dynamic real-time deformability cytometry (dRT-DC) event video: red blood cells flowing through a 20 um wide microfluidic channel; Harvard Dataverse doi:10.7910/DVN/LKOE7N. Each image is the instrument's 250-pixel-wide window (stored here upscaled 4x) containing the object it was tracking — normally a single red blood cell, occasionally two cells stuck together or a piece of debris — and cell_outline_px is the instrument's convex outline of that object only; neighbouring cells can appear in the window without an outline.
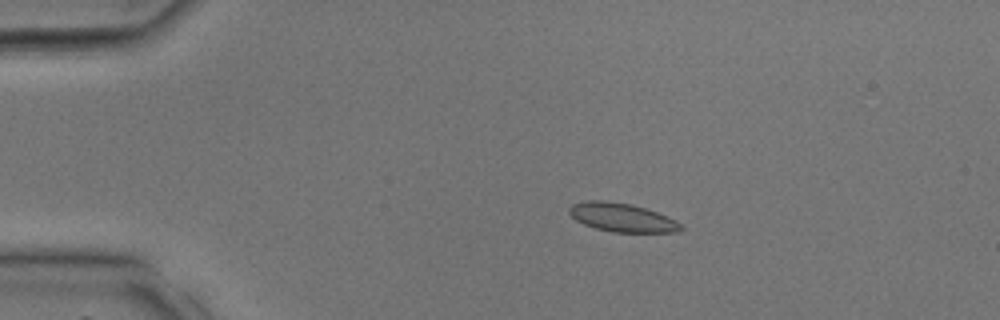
{"species": "common noctule bat (a hibernating species)", "species_latin": "Nyctalus noctula", "temperature_condition": "room temperature", "stored_images_in_passage": 36, "camera_frame_rate_fps": 3000, "um_per_image_px": 0.085, "animal": {"sex": "male", "body_mass_g": 17.9, "forearm_length_mm": 54.2}, "frame": {"image": 1, "passage_image": 7, "time_ms": 2.0, "image_size_px": [1000, 320], "cell_outline_px": [[684, 228], [676, 232], [612, 232], [596, 228], [584, 224], [576, 220], [568, 212], [568, 208], [572, 204], [588, 200], [604, 200], [632, 204], [668, 216], [676, 220]], "centroid_in_image_um": [52.86, 18.48], "position_along_channel_um": 32.1, "area_um2": 18.61}}
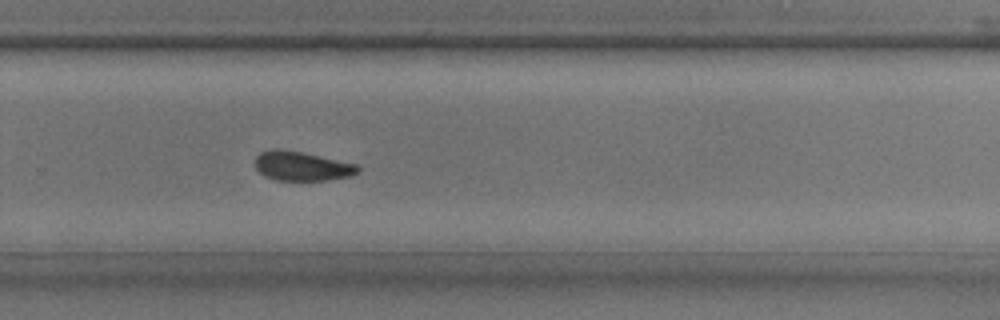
{"frame": {"image": 2, "passage_image": 24, "time_ms": 7.667, "image_size_px": [1000, 320], "cell_outline_px": [[360, 172], [348, 176], [328, 180], [276, 180], [264, 176], [256, 168], [256, 156], [260, 152], [272, 148], [280, 148], [300, 152], [356, 164], [360, 168]], "centroid_in_image_um": [25.63, 14.12], "position_along_channel_um": 304.2, "area_um2": 17.4}}
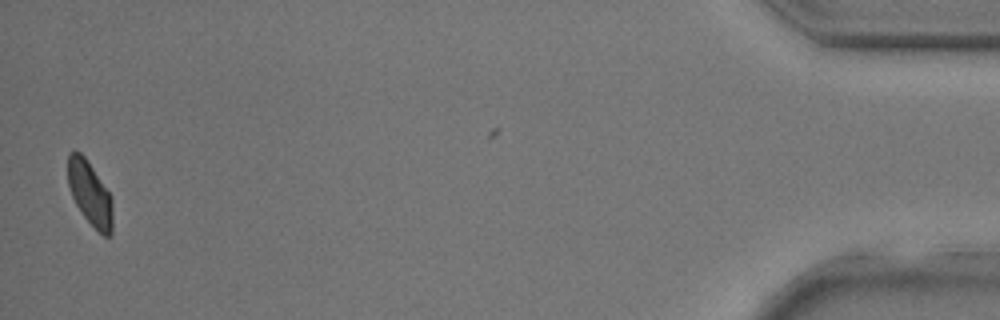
{"frame": {"image": 3, "passage_image": 35, "time_ms": 11.333, "image_size_px": [1000, 320], "cell_outline_px": [[112, 236], [104, 236], [84, 216], [76, 204], [72, 196], [68, 184], [68, 152], [72, 148], [80, 152], [84, 156], [112, 196]], "centroid_in_image_um": [7.64, 16.4], "position_along_channel_um": 427.6, "area_um2": 16.65}}